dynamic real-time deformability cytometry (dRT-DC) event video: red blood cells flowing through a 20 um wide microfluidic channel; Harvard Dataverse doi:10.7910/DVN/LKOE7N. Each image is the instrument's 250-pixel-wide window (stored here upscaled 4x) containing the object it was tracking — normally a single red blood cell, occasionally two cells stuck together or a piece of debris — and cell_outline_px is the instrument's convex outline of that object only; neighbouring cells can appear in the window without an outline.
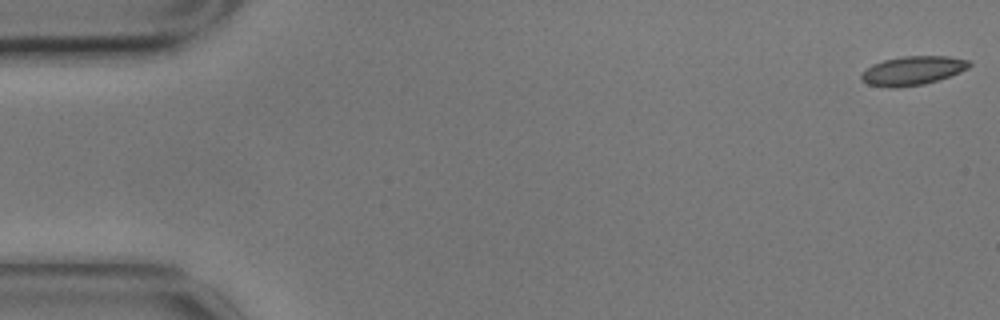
{"species": "common noctule bat (a hibernating species)", "species_latin": "Nyctalus noctula", "temperature_condition": "cold", "stored_images_in_passage": 57, "camera_frame_rate_fps": 3000, "um_per_image_px": 0.085, "animal": {"sex": "male", "body_mass_g": 17.9}, "frame": {"image": 1, "passage_image": 1, "time_ms": 0.0, "image_size_px": [1000, 320], "cell_outline_px": [[972, 64], [968, 68], [960, 72], [924, 84], [896, 88], [892, 88], [868, 84], [860, 76], [872, 64], [884, 60], [904, 56], [948, 56], [968, 60]], "centroid_in_image_um": [77.59, 6.0], "position_along_channel_um": 7.4, "area_um2": 17.92}}
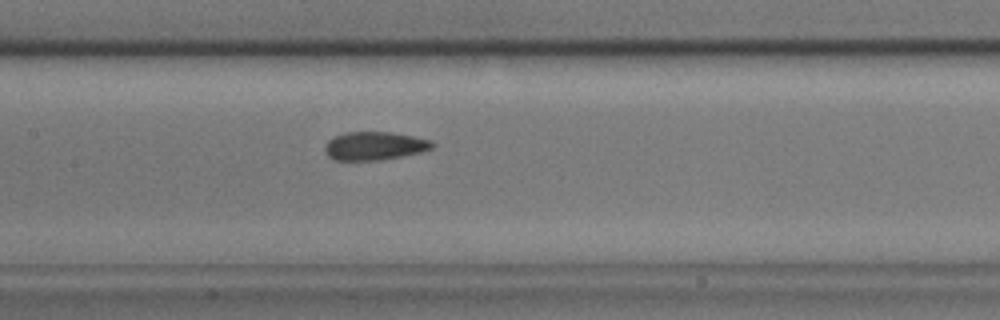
{"frame": {"image": 2, "passage_image": 27, "time_ms": 8.667, "image_size_px": [1000, 320], "cell_outline_px": [[436, 144], [432, 148], [420, 152], [380, 160], [332, 160], [324, 152], [324, 144], [332, 136], [348, 132], [392, 132], [432, 140]], "centroid_in_image_um": [31.79, 12.39], "position_along_channel_um": 175.6, "area_um2": 17.86}}
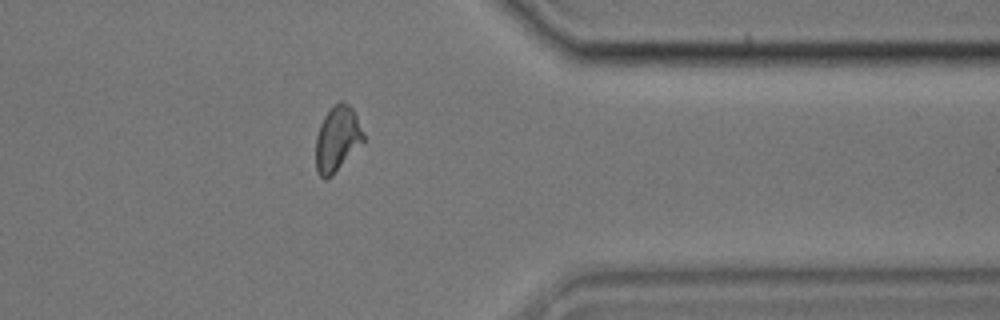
{"frame": {"image": 3, "passage_image": 46, "time_ms": 15.0, "image_size_px": [1000, 320], "cell_outline_px": [[364, 140], [332, 176], [324, 180], [316, 172], [316, 136], [320, 124], [324, 116], [340, 100], [348, 104], [352, 108], [364, 132]], "centroid_in_image_um": [28.65, 11.82], "position_along_channel_um": 382.8, "area_um2": 17.92}, "authors_computed_cell_mechanics": {"area_um2": 18.0336, "velocity_mm_per_s": 3.4741, "shape_relaxation_time_tau1_ms": 3.8931, "shape_relaxation_time_tau2_ms": 1.2781, "deformation_change_tau1": 0.1203, "deformation_change_tau2": 0.0699}}